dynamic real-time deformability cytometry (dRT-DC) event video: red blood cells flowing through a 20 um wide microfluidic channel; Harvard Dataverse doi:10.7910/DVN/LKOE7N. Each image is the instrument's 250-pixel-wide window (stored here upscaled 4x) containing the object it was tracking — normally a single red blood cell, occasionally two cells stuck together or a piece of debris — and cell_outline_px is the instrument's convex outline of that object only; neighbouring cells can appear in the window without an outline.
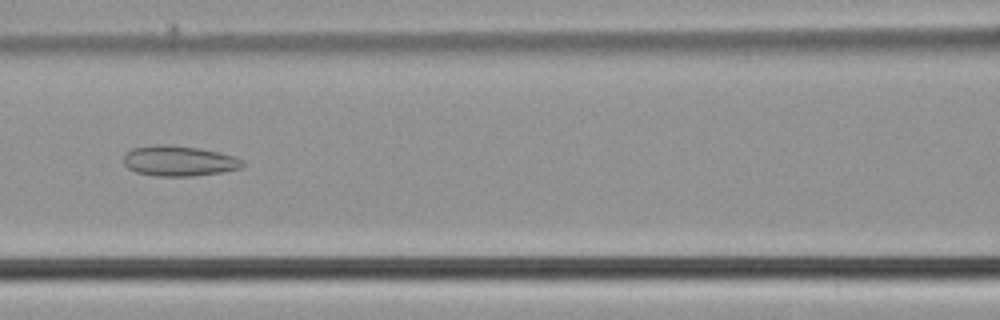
{"species": "common noctule bat (a hibernating species)", "species_latin": "Nyctalus noctula", "temperature_condition": "cold", "stored_images_in_passage": 51, "camera_frame_rate_fps": 3000, "um_per_image_px": 0.085, "animal": {"sex": "male", "body_mass_g": 21.5, "forearm_length_mm": 52.0}, "frame": {"image": 1, "passage_image": 23, "time_ms": 7.333, "image_size_px": [1000, 320], "cell_outline_px": [[244, 164], [240, 168], [220, 172], [192, 176], [156, 176], [136, 172], [128, 168], [124, 164], [124, 156], [132, 148], [156, 144], [164, 144], [200, 148], [232, 156], [244, 160]], "centroid_in_image_um": [15.18, 13.68], "position_along_channel_um": 151.4, "area_um2": 20.87}}
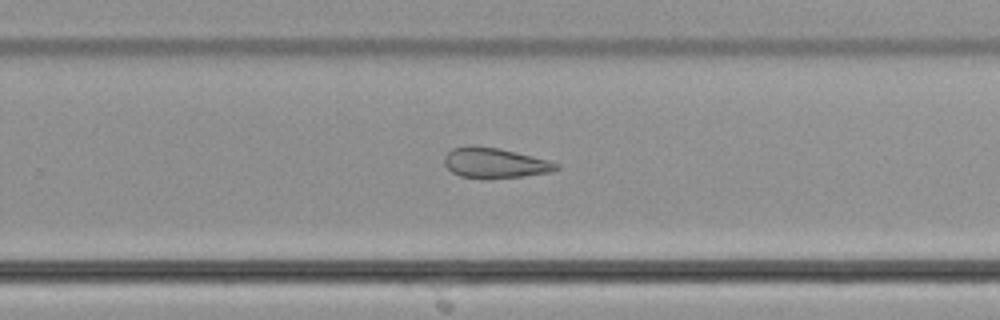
{"frame": {"image": 2, "passage_image": 33, "time_ms": 10.667, "image_size_px": [1000, 320], "cell_outline_px": [[560, 168], [552, 172], [520, 176], [460, 176], [452, 172], [444, 164], [444, 156], [452, 148], [468, 144], [472, 144], [500, 148], [548, 160], [560, 164]], "centroid_in_image_um": [42.05, 13.79], "position_along_channel_um": 287.7, "area_um2": 19.31}}
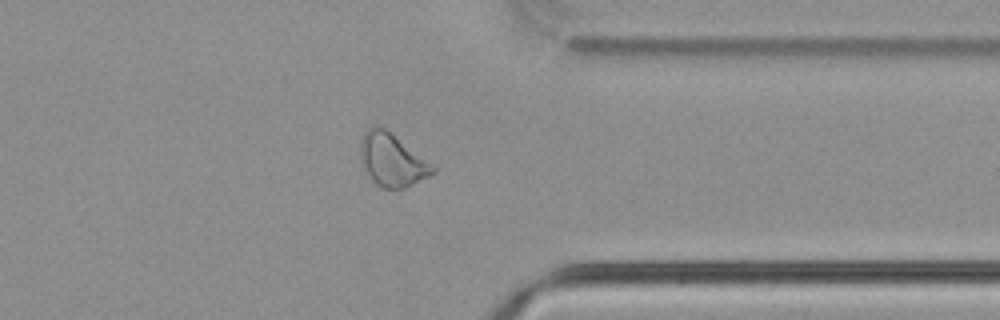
{"frame": {"image": 3, "passage_image": 40, "time_ms": 13.0, "image_size_px": [1000, 320], "cell_outline_px": [[436, 168], [428, 176], [404, 188], [384, 188], [376, 184], [372, 180], [364, 168], [360, 156], [360, 140], [364, 132], [368, 128], [376, 124], [384, 128]], "centroid_in_image_um": [33.25, 13.59], "position_along_channel_um": 378.1, "area_um2": 21.56}}